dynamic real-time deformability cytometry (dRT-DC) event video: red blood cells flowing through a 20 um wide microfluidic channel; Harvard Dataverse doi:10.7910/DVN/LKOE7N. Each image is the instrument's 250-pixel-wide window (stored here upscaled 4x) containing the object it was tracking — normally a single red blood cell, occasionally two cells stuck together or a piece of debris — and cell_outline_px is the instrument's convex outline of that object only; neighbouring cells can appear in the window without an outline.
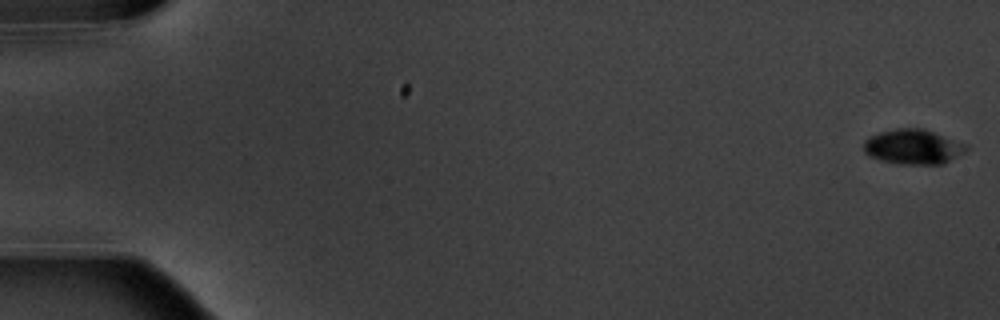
{"species": "common noctule bat (a hibernating species)", "species_latin": "Nyctalus noctula", "temperature_condition": "warm", "stored_images_in_passage": 6, "camera_frame_rate_fps": 3000, "um_per_image_px": 0.085, "animal": {"sex": "male", "body_mass_g": 20.1, "forearm_length_mm": 53.5}, "frame": {"image": 1, "passage_image": 1, "time_ms": 0.0, "image_size_px": [1000, 320], "cell_outline_px": [[968, 148], [964, 152], [944, 164], [900, 164], [880, 160], [868, 156], [864, 152], [864, 140], [880, 132], [896, 128], [924, 128], [968, 144]], "centroid_in_image_um": [77.63, 12.47], "position_along_channel_um": 7.4, "area_um2": 20.98}}
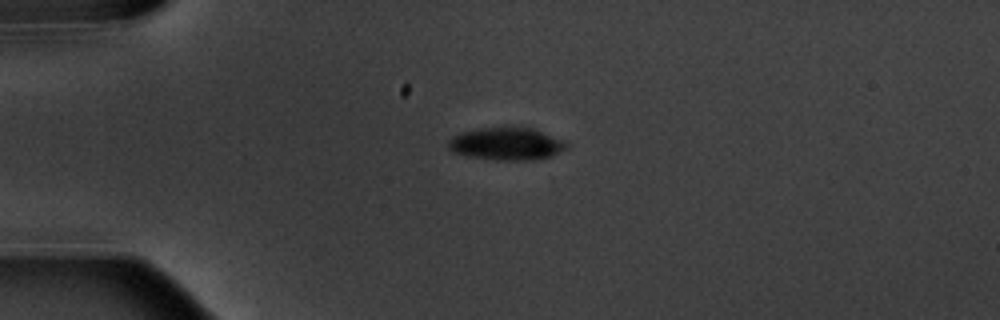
{"frame": {"image": 2, "passage_image": 5, "time_ms": 4.667, "image_size_px": [1000, 320], "cell_outline_px": [[568, 148], [552, 156], [540, 160], [496, 160], [468, 156], [452, 152], [448, 148], [448, 140], [452, 136], [460, 132], [504, 124], [532, 128], [564, 140], [568, 144]], "centroid_in_image_um": [43.06, 12.2], "position_along_channel_um": 41.9, "area_um2": 23.24}}